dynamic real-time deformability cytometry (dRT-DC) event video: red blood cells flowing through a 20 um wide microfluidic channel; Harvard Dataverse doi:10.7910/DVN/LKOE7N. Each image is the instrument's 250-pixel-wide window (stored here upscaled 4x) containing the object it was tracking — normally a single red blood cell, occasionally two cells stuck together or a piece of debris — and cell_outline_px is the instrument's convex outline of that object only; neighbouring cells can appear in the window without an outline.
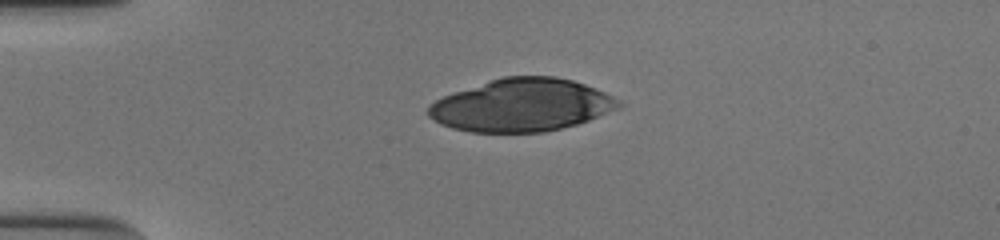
{"species": "human", "species_latin": "Homo sapiens", "temperature_condition": "cold", "stored_images_in_passage": 40, "camera_frame_rate_fps": 3000, "um_per_image_px": 0.085, "donor": {"sex": "male"}, "frame": {"image": 1, "passage_image": 1, "time_ms": 0.0, "image_size_px": [1000, 240], "cell_outline_px": [[624, 104], [620, 108], [588, 120], [576, 124], [544, 132], [472, 132], [452, 128], [440, 124], [432, 120], [428, 116], [428, 104], [444, 96], [504, 76], [556, 76], [572, 80], [596, 88], [620, 100]], "centroid_in_image_um": [44.36, 8.94], "position_along_channel_um": 40.6, "area_um2": 58.2}}